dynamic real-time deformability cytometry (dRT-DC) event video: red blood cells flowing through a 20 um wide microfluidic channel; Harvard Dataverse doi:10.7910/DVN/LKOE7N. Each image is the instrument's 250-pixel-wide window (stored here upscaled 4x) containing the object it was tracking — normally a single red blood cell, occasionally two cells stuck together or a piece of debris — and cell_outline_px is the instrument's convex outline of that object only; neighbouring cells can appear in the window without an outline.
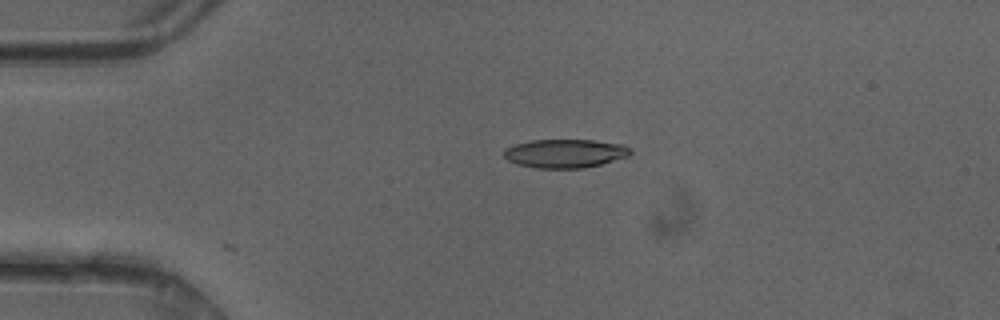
{"species": "common noctule bat (a hibernating species)", "species_latin": "Nyctalus noctula", "temperature_condition": "cold", "stored_images_in_passage": 12, "camera_frame_rate_fps": 3000, "um_per_image_px": 0.085, "animal": {"sex": "female"}, "frame": {"image": 1, "passage_image": 1, "time_ms": 0.0, "image_size_px": [1000, 320], "cell_outline_px": [[632, 152], [628, 156], [600, 164], [584, 168], [536, 168], [516, 164], [508, 160], [504, 156], [504, 148], [516, 144], [532, 140], [592, 140], [624, 144]], "centroid_in_image_um": [48.01, 13.04], "position_along_channel_um": 37.0, "area_um2": 21.04}}
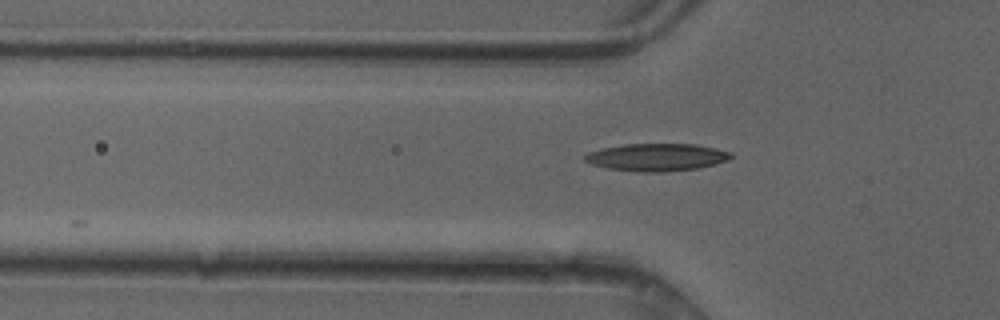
{"frame": {"image": 2, "passage_image": 6, "time_ms": 1.667, "image_size_px": [1000, 320], "cell_outline_px": [[732, 156], [728, 160], [716, 164], [700, 168], [664, 172], [640, 172], [608, 168], [592, 164], [584, 160], [584, 156], [588, 152], [604, 148], [624, 144], [696, 144], [716, 148], [732, 152]], "centroid_in_image_um": [55.86, 13.36], "position_along_channel_um": 69.9, "area_um2": 23.47}}
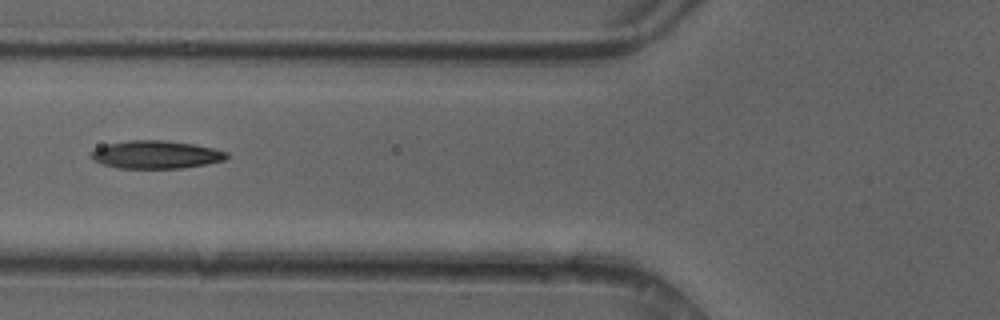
{"frame": {"image": 3, "passage_image": 9, "time_ms": 2.667, "image_size_px": [1000, 320], "cell_outline_px": [[228, 156], [224, 160], [204, 164], [180, 168], [116, 168], [104, 164], [88, 156], [96, 148], [108, 144], [128, 140], [164, 140], [192, 144], [216, 148], [228, 152]], "centroid_in_image_um": [13.27, 13.13], "position_along_channel_um": 112.5, "area_um2": 21.91}}